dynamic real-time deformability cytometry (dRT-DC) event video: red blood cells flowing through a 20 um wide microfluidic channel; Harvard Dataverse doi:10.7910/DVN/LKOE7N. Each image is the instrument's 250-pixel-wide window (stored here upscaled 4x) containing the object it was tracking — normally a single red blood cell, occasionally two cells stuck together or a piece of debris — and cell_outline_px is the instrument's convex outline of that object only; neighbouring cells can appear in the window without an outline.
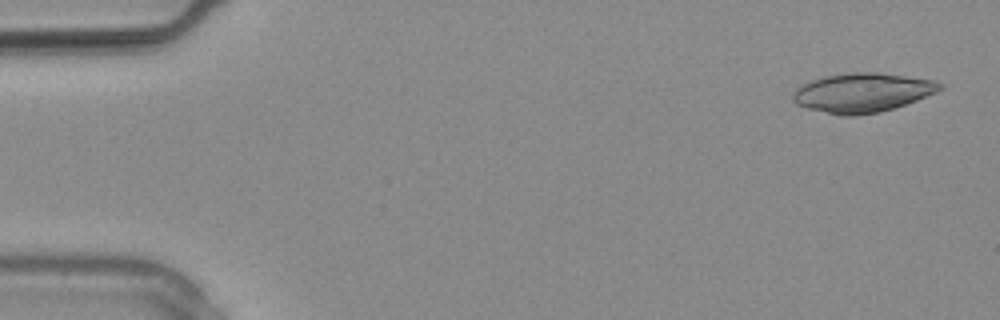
{"species": "common noctule bat (a hibernating species)", "species_latin": "Nyctalus noctula", "temperature_condition": "warm", "stored_images_in_passage": 11, "camera_frame_rate_fps": 3000, "um_per_image_px": 0.085, "animal": {"sex": "male", "body_mass_g": 20.4}, "frame": {"image": 1, "passage_image": 1, "time_ms": 0.0, "image_size_px": [1000, 320], "cell_outline_px": [[944, 88], [936, 92], [916, 100], [880, 112], [856, 116], [840, 116], [808, 108], [796, 104], [792, 100], [792, 92], [796, 88], [812, 80], [824, 76], [852, 72], [876, 72], [932, 80], [944, 84]], "centroid_in_image_um": [73.27, 7.88], "position_along_channel_um": 11.7, "area_um2": 33.47}}
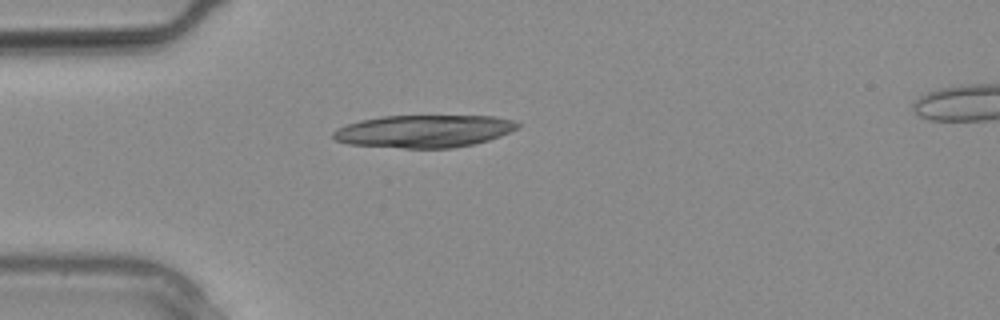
{"frame": {"image": 2, "passage_image": 7, "time_ms": 2.0, "image_size_px": [1000, 320], "cell_outline_px": [[520, 124], [516, 128], [500, 136], [488, 140], [472, 144], [452, 148], [404, 148], [348, 144], [336, 140], [332, 136], [332, 132], [336, 128], [360, 120], [384, 116], [496, 116], [512, 120]], "centroid_in_image_um": [36.01, 11.15], "position_along_channel_um": 49.0, "area_um2": 34.8}}